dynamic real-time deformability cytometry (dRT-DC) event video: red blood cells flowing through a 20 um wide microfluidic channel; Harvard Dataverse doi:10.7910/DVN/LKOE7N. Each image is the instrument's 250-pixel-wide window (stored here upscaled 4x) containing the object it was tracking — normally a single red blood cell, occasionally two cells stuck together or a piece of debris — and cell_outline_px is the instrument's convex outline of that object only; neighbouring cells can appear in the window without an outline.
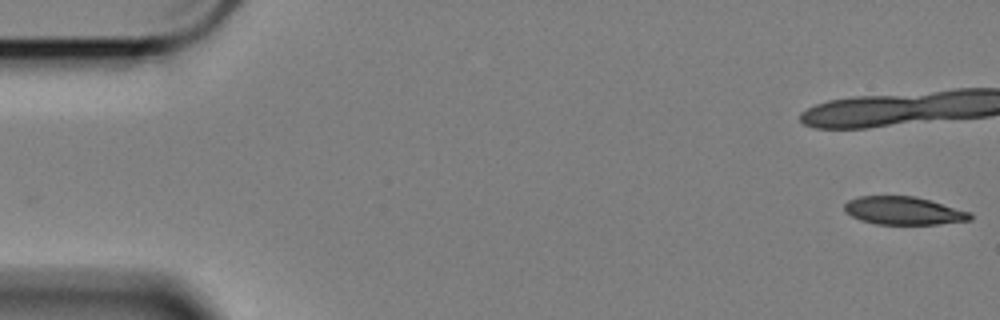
{"species": "Egyptian fruit bat (a non-hibernating species)", "species_latin": "Rousettus aegyptiacus", "temperature_condition": "cold", "stored_images_in_passage": 46, "camera_frame_rate_fps": 3000, "um_per_image_px": 0.085, "animal": {"sex": "female"}, "frame": {"image": 1, "passage_image": 1, "time_ms": 0.0, "image_size_px": [1000, 320], "cell_outline_px": [[972, 220], [936, 224], [876, 224], [860, 220], [844, 212], [844, 204], [848, 200], [860, 196], [916, 196], [972, 212]], "centroid_in_image_um": [76.81, 17.91], "position_along_channel_um": 8.2, "area_um2": 20.63}}